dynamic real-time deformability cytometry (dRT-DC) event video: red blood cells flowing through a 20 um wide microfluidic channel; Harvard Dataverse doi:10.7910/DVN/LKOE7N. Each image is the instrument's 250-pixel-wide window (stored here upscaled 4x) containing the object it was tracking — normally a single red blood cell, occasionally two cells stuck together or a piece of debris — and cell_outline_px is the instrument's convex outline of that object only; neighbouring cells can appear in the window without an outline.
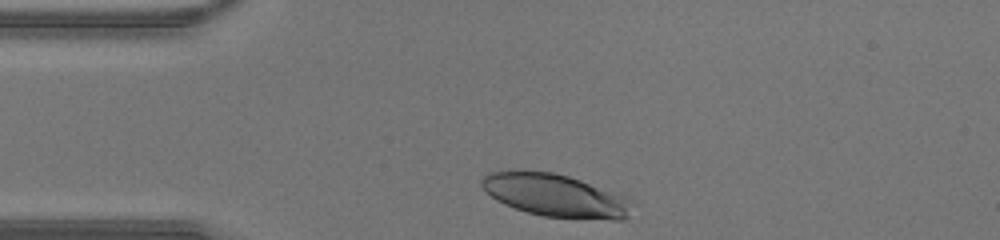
{"species": "human", "species_latin": "Homo sapiens", "temperature_condition": "warm", "stored_images_in_passage": 27, "camera_frame_rate_fps": 3000, "um_per_image_px": 0.085, "donor": {"sex": "male"}, "frame": {"image": 1, "passage_image": 1, "time_ms": 0.0, "image_size_px": [1000, 240], "cell_outline_px": [[640, 204], [624, 220], [612, 220], [544, 216], [528, 212], [504, 204], [496, 200], [480, 184], [480, 180], [488, 172], [508, 168], [524, 168], [552, 172], [568, 176], [620, 192], [628, 196]], "centroid_in_image_um": [47.3, 16.57], "position_along_channel_um": 37.7, "area_um2": 39.02}}
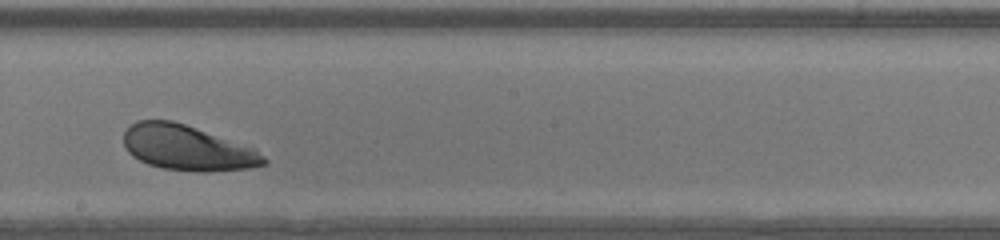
{"frame": {"image": 2, "passage_image": 16, "time_ms": 5.0, "image_size_px": [1000, 240], "cell_outline_px": [[268, 160], [264, 164], [252, 168], [208, 172], [204, 172], [164, 168], [148, 164], [132, 156], [128, 152], [124, 144], [124, 132], [136, 120], [172, 120], [256, 148]], "centroid_in_image_um": [15.94, 12.57], "position_along_channel_um": 232.3, "area_um2": 36.82}}
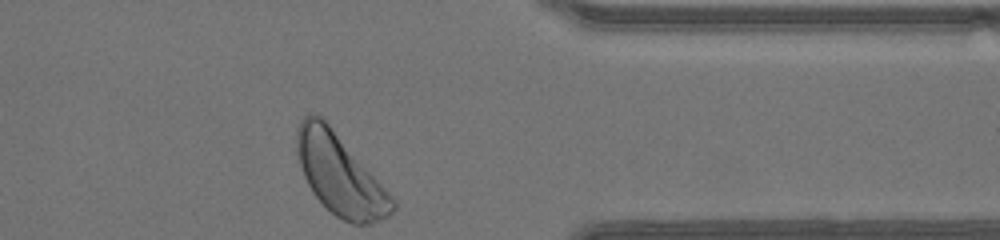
{"frame": {"image": 3, "passage_image": 27, "time_ms": 8.667, "image_size_px": [1000, 240], "cell_outline_px": [[396, 208], [388, 216], [372, 224], [352, 224], [336, 216], [312, 192], [304, 176], [296, 152], [296, 128], [300, 120], [304, 116], [312, 112], [324, 116], [396, 200]], "centroid_in_image_um": [28.89, 14.78], "position_along_channel_um": 382.5, "area_um2": 45.32}}